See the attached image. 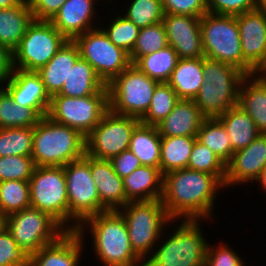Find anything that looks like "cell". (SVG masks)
I'll use <instances>...</instances> for the list:
<instances>
[{"label": "cell", "mask_w": 266, "mask_h": 266, "mask_svg": "<svg viewBox=\"0 0 266 266\" xmlns=\"http://www.w3.org/2000/svg\"><path fill=\"white\" fill-rule=\"evenodd\" d=\"M140 122L137 117L116 114L109 109L85 137L86 154L97 159L110 160L129 150L133 130Z\"/></svg>", "instance_id": "15"}, {"label": "cell", "mask_w": 266, "mask_h": 266, "mask_svg": "<svg viewBox=\"0 0 266 266\" xmlns=\"http://www.w3.org/2000/svg\"><path fill=\"white\" fill-rule=\"evenodd\" d=\"M73 41L80 58L94 68L106 86L132 64L129 53L113 44L102 28L88 30Z\"/></svg>", "instance_id": "13"}, {"label": "cell", "mask_w": 266, "mask_h": 266, "mask_svg": "<svg viewBox=\"0 0 266 266\" xmlns=\"http://www.w3.org/2000/svg\"><path fill=\"white\" fill-rule=\"evenodd\" d=\"M90 169L97 187L101 205L107 211L119 210L129 201L126 199L122 178L114 171L109 160L90 156Z\"/></svg>", "instance_id": "21"}, {"label": "cell", "mask_w": 266, "mask_h": 266, "mask_svg": "<svg viewBox=\"0 0 266 266\" xmlns=\"http://www.w3.org/2000/svg\"><path fill=\"white\" fill-rule=\"evenodd\" d=\"M3 220L0 218V226L2 225Z\"/></svg>", "instance_id": "55"}, {"label": "cell", "mask_w": 266, "mask_h": 266, "mask_svg": "<svg viewBox=\"0 0 266 266\" xmlns=\"http://www.w3.org/2000/svg\"><path fill=\"white\" fill-rule=\"evenodd\" d=\"M243 264L236 252L228 246L221 244L214 249L207 245L204 266H243Z\"/></svg>", "instance_id": "47"}, {"label": "cell", "mask_w": 266, "mask_h": 266, "mask_svg": "<svg viewBox=\"0 0 266 266\" xmlns=\"http://www.w3.org/2000/svg\"><path fill=\"white\" fill-rule=\"evenodd\" d=\"M178 100L176 92L168 83H159L147 112L140 118L141 123L156 126L173 110Z\"/></svg>", "instance_id": "38"}, {"label": "cell", "mask_w": 266, "mask_h": 266, "mask_svg": "<svg viewBox=\"0 0 266 266\" xmlns=\"http://www.w3.org/2000/svg\"><path fill=\"white\" fill-rule=\"evenodd\" d=\"M179 58L171 46L140 57L133 65L151 79L167 83Z\"/></svg>", "instance_id": "33"}, {"label": "cell", "mask_w": 266, "mask_h": 266, "mask_svg": "<svg viewBox=\"0 0 266 266\" xmlns=\"http://www.w3.org/2000/svg\"><path fill=\"white\" fill-rule=\"evenodd\" d=\"M85 227L67 231L55 242L29 256L28 266H78Z\"/></svg>", "instance_id": "20"}, {"label": "cell", "mask_w": 266, "mask_h": 266, "mask_svg": "<svg viewBox=\"0 0 266 266\" xmlns=\"http://www.w3.org/2000/svg\"><path fill=\"white\" fill-rule=\"evenodd\" d=\"M109 110V90L84 97L53 95L47 116L56 123L78 130L86 137Z\"/></svg>", "instance_id": "8"}, {"label": "cell", "mask_w": 266, "mask_h": 266, "mask_svg": "<svg viewBox=\"0 0 266 266\" xmlns=\"http://www.w3.org/2000/svg\"><path fill=\"white\" fill-rule=\"evenodd\" d=\"M164 14L202 17L208 13L207 0H162Z\"/></svg>", "instance_id": "46"}, {"label": "cell", "mask_w": 266, "mask_h": 266, "mask_svg": "<svg viewBox=\"0 0 266 266\" xmlns=\"http://www.w3.org/2000/svg\"><path fill=\"white\" fill-rule=\"evenodd\" d=\"M219 187L224 184L213 174L188 168L173 170L163 175L161 201L174 221L208 219Z\"/></svg>", "instance_id": "1"}, {"label": "cell", "mask_w": 266, "mask_h": 266, "mask_svg": "<svg viewBox=\"0 0 266 266\" xmlns=\"http://www.w3.org/2000/svg\"><path fill=\"white\" fill-rule=\"evenodd\" d=\"M205 117L193 99H179L173 110L156 125L161 137H197Z\"/></svg>", "instance_id": "23"}, {"label": "cell", "mask_w": 266, "mask_h": 266, "mask_svg": "<svg viewBox=\"0 0 266 266\" xmlns=\"http://www.w3.org/2000/svg\"><path fill=\"white\" fill-rule=\"evenodd\" d=\"M129 150L144 166L158 167L161 157V136L156 126L139 123L133 130Z\"/></svg>", "instance_id": "31"}, {"label": "cell", "mask_w": 266, "mask_h": 266, "mask_svg": "<svg viewBox=\"0 0 266 266\" xmlns=\"http://www.w3.org/2000/svg\"><path fill=\"white\" fill-rule=\"evenodd\" d=\"M42 116L33 108L21 107L0 87V128L35 127Z\"/></svg>", "instance_id": "34"}, {"label": "cell", "mask_w": 266, "mask_h": 266, "mask_svg": "<svg viewBox=\"0 0 266 266\" xmlns=\"http://www.w3.org/2000/svg\"><path fill=\"white\" fill-rule=\"evenodd\" d=\"M125 13L123 16L140 29L157 24L164 17L162 0H133Z\"/></svg>", "instance_id": "41"}, {"label": "cell", "mask_w": 266, "mask_h": 266, "mask_svg": "<svg viewBox=\"0 0 266 266\" xmlns=\"http://www.w3.org/2000/svg\"><path fill=\"white\" fill-rule=\"evenodd\" d=\"M167 46L166 30L162 22L141 28L135 46L129 54L131 63L134 64L140 57L164 49Z\"/></svg>", "instance_id": "39"}, {"label": "cell", "mask_w": 266, "mask_h": 266, "mask_svg": "<svg viewBox=\"0 0 266 266\" xmlns=\"http://www.w3.org/2000/svg\"><path fill=\"white\" fill-rule=\"evenodd\" d=\"M34 20L50 21L66 0H28Z\"/></svg>", "instance_id": "48"}, {"label": "cell", "mask_w": 266, "mask_h": 266, "mask_svg": "<svg viewBox=\"0 0 266 266\" xmlns=\"http://www.w3.org/2000/svg\"><path fill=\"white\" fill-rule=\"evenodd\" d=\"M238 105L253 119L258 131L266 134V83L260 77L247 75L241 80Z\"/></svg>", "instance_id": "26"}, {"label": "cell", "mask_w": 266, "mask_h": 266, "mask_svg": "<svg viewBox=\"0 0 266 266\" xmlns=\"http://www.w3.org/2000/svg\"><path fill=\"white\" fill-rule=\"evenodd\" d=\"M92 232L95 254L105 266H144L132 250L124 217L118 210L105 211L86 218Z\"/></svg>", "instance_id": "2"}, {"label": "cell", "mask_w": 266, "mask_h": 266, "mask_svg": "<svg viewBox=\"0 0 266 266\" xmlns=\"http://www.w3.org/2000/svg\"><path fill=\"white\" fill-rule=\"evenodd\" d=\"M66 41L50 21L34 20L28 26L19 46L13 51L14 69L37 72Z\"/></svg>", "instance_id": "14"}, {"label": "cell", "mask_w": 266, "mask_h": 266, "mask_svg": "<svg viewBox=\"0 0 266 266\" xmlns=\"http://www.w3.org/2000/svg\"><path fill=\"white\" fill-rule=\"evenodd\" d=\"M266 166V134L260 133L247 147L233 153L226 164L224 187L257 180Z\"/></svg>", "instance_id": "18"}, {"label": "cell", "mask_w": 266, "mask_h": 266, "mask_svg": "<svg viewBox=\"0 0 266 266\" xmlns=\"http://www.w3.org/2000/svg\"><path fill=\"white\" fill-rule=\"evenodd\" d=\"M204 82L194 102L205 118H217L238 105L241 80L246 76L237 67L203 57Z\"/></svg>", "instance_id": "4"}, {"label": "cell", "mask_w": 266, "mask_h": 266, "mask_svg": "<svg viewBox=\"0 0 266 266\" xmlns=\"http://www.w3.org/2000/svg\"><path fill=\"white\" fill-rule=\"evenodd\" d=\"M34 168L35 164L31 156L0 157V181H29Z\"/></svg>", "instance_id": "43"}, {"label": "cell", "mask_w": 266, "mask_h": 266, "mask_svg": "<svg viewBox=\"0 0 266 266\" xmlns=\"http://www.w3.org/2000/svg\"><path fill=\"white\" fill-rule=\"evenodd\" d=\"M258 76L266 83V71L258 72Z\"/></svg>", "instance_id": "54"}, {"label": "cell", "mask_w": 266, "mask_h": 266, "mask_svg": "<svg viewBox=\"0 0 266 266\" xmlns=\"http://www.w3.org/2000/svg\"><path fill=\"white\" fill-rule=\"evenodd\" d=\"M114 171L123 179L142 166L140 160L130 150L123 151L109 160Z\"/></svg>", "instance_id": "49"}, {"label": "cell", "mask_w": 266, "mask_h": 266, "mask_svg": "<svg viewBox=\"0 0 266 266\" xmlns=\"http://www.w3.org/2000/svg\"><path fill=\"white\" fill-rule=\"evenodd\" d=\"M106 85L98 77L94 68L79 58L70 68L69 74L58 94L68 97H84L99 93Z\"/></svg>", "instance_id": "29"}, {"label": "cell", "mask_w": 266, "mask_h": 266, "mask_svg": "<svg viewBox=\"0 0 266 266\" xmlns=\"http://www.w3.org/2000/svg\"><path fill=\"white\" fill-rule=\"evenodd\" d=\"M129 202L153 201L162 198L163 175L158 167L140 166L123 179Z\"/></svg>", "instance_id": "24"}, {"label": "cell", "mask_w": 266, "mask_h": 266, "mask_svg": "<svg viewBox=\"0 0 266 266\" xmlns=\"http://www.w3.org/2000/svg\"><path fill=\"white\" fill-rule=\"evenodd\" d=\"M158 84L131 64L107 85L109 109L116 114L140 119L147 112Z\"/></svg>", "instance_id": "10"}, {"label": "cell", "mask_w": 266, "mask_h": 266, "mask_svg": "<svg viewBox=\"0 0 266 266\" xmlns=\"http://www.w3.org/2000/svg\"><path fill=\"white\" fill-rule=\"evenodd\" d=\"M204 57L230 64L246 76L257 73L243 60L236 16L204 14L200 19Z\"/></svg>", "instance_id": "5"}, {"label": "cell", "mask_w": 266, "mask_h": 266, "mask_svg": "<svg viewBox=\"0 0 266 266\" xmlns=\"http://www.w3.org/2000/svg\"><path fill=\"white\" fill-rule=\"evenodd\" d=\"M187 168L213 174L224 184L226 164L209 147L197 140L193 145Z\"/></svg>", "instance_id": "40"}, {"label": "cell", "mask_w": 266, "mask_h": 266, "mask_svg": "<svg viewBox=\"0 0 266 266\" xmlns=\"http://www.w3.org/2000/svg\"><path fill=\"white\" fill-rule=\"evenodd\" d=\"M85 153V137L78 130L56 123L48 116L34 127L31 157L35 166H65Z\"/></svg>", "instance_id": "3"}, {"label": "cell", "mask_w": 266, "mask_h": 266, "mask_svg": "<svg viewBox=\"0 0 266 266\" xmlns=\"http://www.w3.org/2000/svg\"><path fill=\"white\" fill-rule=\"evenodd\" d=\"M2 224L12 234L18 247L29 256L67 232L50 214L33 207L6 216Z\"/></svg>", "instance_id": "9"}, {"label": "cell", "mask_w": 266, "mask_h": 266, "mask_svg": "<svg viewBox=\"0 0 266 266\" xmlns=\"http://www.w3.org/2000/svg\"><path fill=\"white\" fill-rule=\"evenodd\" d=\"M28 207H31L28 181H0V211L2 220L6 216Z\"/></svg>", "instance_id": "36"}, {"label": "cell", "mask_w": 266, "mask_h": 266, "mask_svg": "<svg viewBox=\"0 0 266 266\" xmlns=\"http://www.w3.org/2000/svg\"><path fill=\"white\" fill-rule=\"evenodd\" d=\"M118 210L125 219L132 250L143 261L147 260L153 245L160 239L169 217L161 199L153 201L128 202ZM159 238V239H158ZM147 256V257H146Z\"/></svg>", "instance_id": "6"}, {"label": "cell", "mask_w": 266, "mask_h": 266, "mask_svg": "<svg viewBox=\"0 0 266 266\" xmlns=\"http://www.w3.org/2000/svg\"><path fill=\"white\" fill-rule=\"evenodd\" d=\"M236 18L243 60L256 73L266 71V15L255 9Z\"/></svg>", "instance_id": "16"}, {"label": "cell", "mask_w": 266, "mask_h": 266, "mask_svg": "<svg viewBox=\"0 0 266 266\" xmlns=\"http://www.w3.org/2000/svg\"><path fill=\"white\" fill-rule=\"evenodd\" d=\"M217 119L224 125L234 152L247 147L260 134L253 119L239 105Z\"/></svg>", "instance_id": "30"}, {"label": "cell", "mask_w": 266, "mask_h": 266, "mask_svg": "<svg viewBox=\"0 0 266 266\" xmlns=\"http://www.w3.org/2000/svg\"><path fill=\"white\" fill-rule=\"evenodd\" d=\"M257 181H259V183L261 184V186L263 187V189H266V166L261 171V174L258 177Z\"/></svg>", "instance_id": "52"}, {"label": "cell", "mask_w": 266, "mask_h": 266, "mask_svg": "<svg viewBox=\"0 0 266 266\" xmlns=\"http://www.w3.org/2000/svg\"><path fill=\"white\" fill-rule=\"evenodd\" d=\"M26 0H0V9L12 8L21 5Z\"/></svg>", "instance_id": "51"}, {"label": "cell", "mask_w": 266, "mask_h": 266, "mask_svg": "<svg viewBox=\"0 0 266 266\" xmlns=\"http://www.w3.org/2000/svg\"><path fill=\"white\" fill-rule=\"evenodd\" d=\"M258 0H207L209 13L237 16L257 9Z\"/></svg>", "instance_id": "45"}, {"label": "cell", "mask_w": 266, "mask_h": 266, "mask_svg": "<svg viewBox=\"0 0 266 266\" xmlns=\"http://www.w3.org/2000/svg\"><path fill=\"white\" fill-rule=\"evenodd\" d=\"M203 57L179 59L167 83L179 99H193L204 82Z\"/></svg>", "instance_id": "28"}, {"label": "cell", "mask_w": 266, "mask_h": 266, "mask_svg": "<svg viewBox=\"0 0 266 266\" xmlns=\"http://www.w3.org/2000/svg\"><path fill=\"white\" fill-rule=\"evenodd\" d=\"M33 21L28 0L12 8L0 9V44L13 52Z\"/></svg>", "instance_id": "27"}, {"label": "cell", "mask_w": 266, "mask_h": 266, "mask_svg": "<svg viewBox=\"0 0 266 266\" xmlns=\"http://www.w3.org/2000/svg\"><path fill=\"white\" fill-rule=\"evenodd\" d=\"M196 137H161V157L159 169L162 175L173 170L187 168Z\"/></svg>", "instance_id": "32"}, {"label": "cell", "mask_w": 266, "mask_h": 266, "mask_svg": "<svg viewBox=\"0 0 266 266\" xmlns=\"http://www.w3.org/2000/svg\"><path fill=\"white\" fill-rule=\"evenodd\" d=\"M7 82V84H6ZM3 87L21 107L35 109L42 117L47 116L51 97L46 92L40 75L35 71L14 69Z\"/></svg>", "instance_id": "19"}, {"label": "cell", "mask_w": 266, "mask_h": 266, "mask_svg": "<svg viewBox=\"0 0 266 266\" xmlns=\"http://www.w3.org/2000/svg\"><path fill=\"white\" fill-rule=\"evenodd\" d=\"M257 9L266 15V0H258Z\"/></svg>", "instance_id": "53"}, {"label": "cell", "mask_w": 266, "mask_h": 266, "mask_svg": "<svg viewBox=\"0 0 266 266\" xmlns=\"http://www.w3.org/2000/svg\"><path fill=\"white\" fill-rule=\"evenodd\" d=\"M13 52L6 46L0 44V83H4L12 74Z\"/></svg>", "instance_id": "50"}, {"label": "cell", "mask_w": 266, "mask_h": 266, "mask_svg": "<svg viewBox=\"0 0 266 266\" xmlns=\"http://www.w3.org/2000/svg\"><path fill=\"white\" fill-rule=\"evenodd\" d=\"M67 198L69 204V221L71 231H77L80 224L88 217L107 211L100 203L97 187L93 182L90 169V156L85 155L64 166ZM78 222V223H77Z\"/></svg>", "instance_id": "12"}, {"label": "cell", "mask_w": 266, "mask_h": 266, "mask_svg": "<svg viewBox=\"0 0 266 266\" xmlns=\"http://www.w3.org/2000/svg\"><path fill=\"white\" fill-rule=\"evenodd\" d=\"M28 182L31 207L50 214L71 231L64 166H35Z\"/></svg>", "instance_id": "11"}, {"label": "cell", "mask_w": 266, "mask_h": 266, "mask_svg": "<svg viewBox=\"0 0 266 266\" xmlns=\"http://www.w3.org/2000/svg\"><path fill=\"white\" fill-rule=\"evenodd\" d=\"M94 4V0H66L50 22L67 40H74L96 27L91 22Z\"/></svg>", "instance_id": "22"}, {"label": "cell", "mask_w": 266, "mask_h": 266, "mask_svg": "<svg viewBox=\"0 0 266 266\" xmlns=\"http://www.w3.org/2000/svg\"><path fill=\"white\" fill-rule=\"evenodd\" d=\"M34 127L0 128V157L31 156Z\"/></svg>", "instance_id": "37"}, {"label": "cell", "mask_w": 266, "mask_h": 266, "mask_svg": "<svg viewBox=\"0 0 266 266\" xmlns=\"http://www.w3.org/2000/svg\"><path fill=\"white\" fill-rule=\"evenodd\" d=\"M201 17L164 14L162 23L166 30L168 45L179 59L204 57L200 30Z\"/></svg>", "instance_id": "17"}, {"label": "cell", "mask_w": 266, "mask_h": 266, "mask_svg": "<svg viewBox=\"0 0 266 266\" xmlns=\"http://www.w3.org/2000/svg\"><path fill=\"white\" fill-rule=\"evenodd\" d=\"M198 220H183L144 266H204L207 243Z\"/></svg>", "instance_id": "7"}, {"label": "cell", "mask_w": 266, "mask_h": 266, "mask_svg": "<svg viewBox=\"0 0 266 266\" xmlns=\"http://www.w3.org/2000/svg\"><path fill=\"white\" fill-rule=\"evenodd\" d=\"M197 141L209 147L227 164L233 156L231 141L224 125L217 118H205L197 133Z\"/></svg>", "instance_id": "35"}, {"label": "cell", "mask_w": 266, "mask_h": 266, "mask_svg": "<svg viewBox=\"0 0 266 266\" xmlns=\"http://www.w3.org/2000/svg\"><path fill=\"white\" fill-rule=\"evenodd\" d=\"M110 24L107 29L103 28V31L113 44L130 54L135 46L140 28L125 16H117Z\"/></svg>", "instance_id": "42"}, {"label": "cell", "mask_w": 266, "mask_h": 266, "mask_svg": "<svg viewBox=\"0 0 266 266\" xmlns=\"http://www.w3.org/2000/svg\"><path fill=\"white\" fill-rule=\"evenodd\" d=\"M29 255L13 239L2 224L0 226V266H28Z\"/></svg>", "instance_id": "44"}, {"label": "cell", "mask_w": 266, "mask_h": 266, "mask_svg": "<svg viewBox=\"0 0 266 266\" xmlns=\"http://www.w3.org/2000/svg\"><path fill=\"white\" fill-rule=\"evenodd\" d=\"M79 58L76 43L73 40H67L50 61L37 71L50 97L61 91L70 68Z\"/></svg>", "instance_id": "25"}]
</instances>
